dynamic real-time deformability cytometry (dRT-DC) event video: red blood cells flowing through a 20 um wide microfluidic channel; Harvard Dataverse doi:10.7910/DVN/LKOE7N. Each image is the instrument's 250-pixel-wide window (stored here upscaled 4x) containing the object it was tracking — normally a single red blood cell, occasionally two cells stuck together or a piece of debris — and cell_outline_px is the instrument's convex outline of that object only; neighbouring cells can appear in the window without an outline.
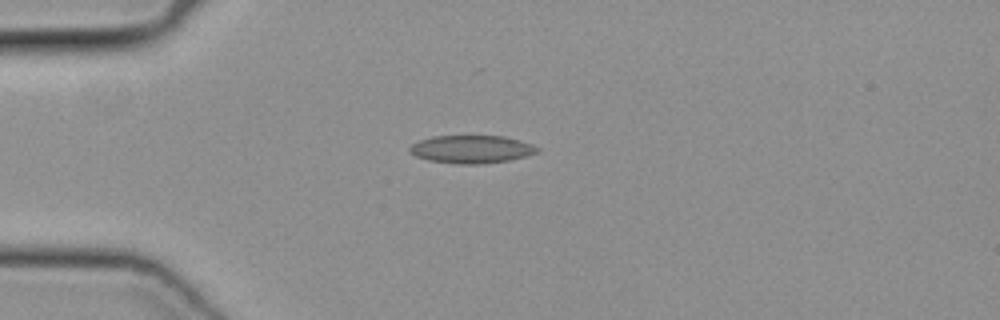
{"species": "common noctule bat (a hibernating species)", "species_latin": "Nyctalus noctula", "temperature_condition": "cold", "stored_images_in_passage": 37, "camera_frame_rate_fps": 3000, "um_per_image_px": 0.085, "animal": {"sex": "female", "body_mass_g": 19.3, "forearm_length_mm": 54.1}, "frame": {"image": 1, "passage_image": 1, "time_ms": 0.0, "image_size_px": [1000, 320], "cell_outline_px": [[540, 148], [536, 152], [524, 156], [508, 160], [480, 164], [460, 164], [428, 160], [416, 156], [408, 148], [412, 144], [420, 140], [436, 136], [504, 136], [520, 140], [532, 144]], "centroid_in_image_um": [40.08, 12.68], "position_along_channel_um": 44.9, "area_um2": 20.46}}
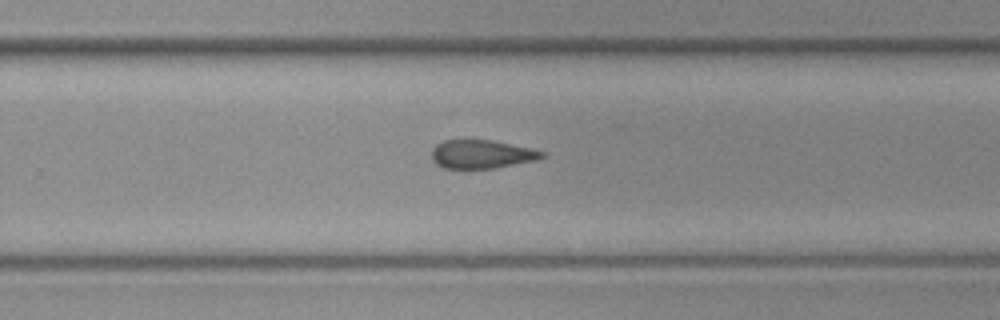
{"frame": {"image": 2, "passage_image": 20, "time_ms": 6.333, "image_size_px": [1000, 320], "cell_outline_px": [[544, 156], [536, 160], [496, 168], [468, 172], [444, 168], [436, 164], [432, 160], [432, 148], [436, 144], [444, 140], [492, 140], [528, 148], [544, 152]], "centroid_in_image_um": [40.85, 13.16], "position_along_channel_um": 288.9, "area_um2": 18.9}}
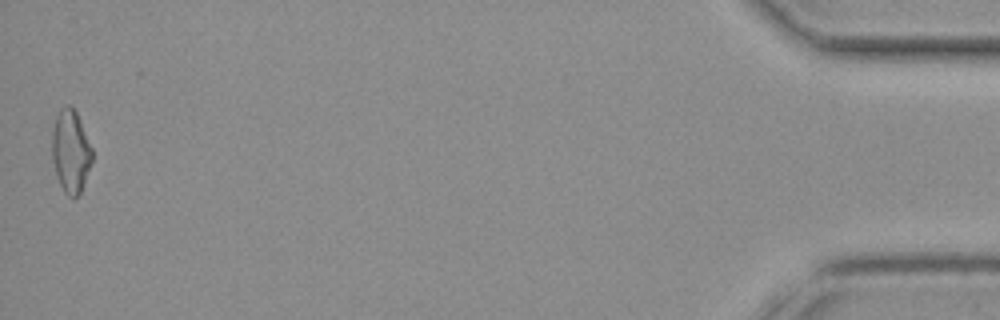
{"frame": {"image": 3, "passage_image": 37, "time_ms": 12.0, "image_size_px": [1000, 320], "cell_outline_px": [[92, 160], [80, 192], [72, 200], [64, 192], [56, 176], [52, 160], [52, 132], [56, 116], [60, 108], [64, 104], [68, 104], [76, 112], [80, 120], [92, 148]], "centroid_in_image_um": [5.99, 12.85], "position_along_channel_um": 429.2, "area_um2": 19.31}}